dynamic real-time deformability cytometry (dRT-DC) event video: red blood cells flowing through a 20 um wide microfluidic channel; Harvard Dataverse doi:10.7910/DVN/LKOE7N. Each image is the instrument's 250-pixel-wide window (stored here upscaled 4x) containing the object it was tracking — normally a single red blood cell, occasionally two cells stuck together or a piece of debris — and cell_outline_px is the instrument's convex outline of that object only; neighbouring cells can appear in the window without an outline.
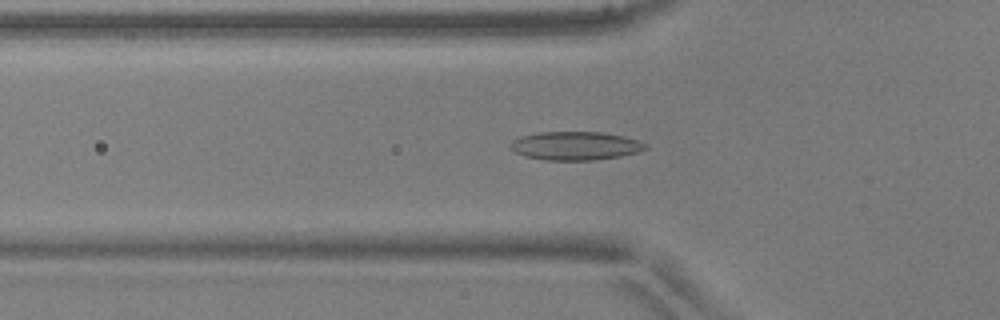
{"species": "common noctule bat (a hibernating species)", "species_latin": "Nyctalus noctula", "temperature_condition": "warm", "stored_images_in_passage": 52, "camera_frame_rate_fps": 3000, "um_per_image_px": 0.085, "animal": {"sex": "male", "body_mass_g": 17.9, "forearm_length_mm": 54.2}, "frame": {"image": 1, "passage_image": 18, "time_ms": 5.667, "image_size_px": [1000, 320], "cell_outline_px": [[648, 148], [640, 152], [620, 156], [592, 160], [544, 160], [524, 156], [516, 152], [508, 144], [512, 140], [520, 136], [540, 132], [600, 132], [624, 136], [648, 144]], "centroid_in_image_um": [48.91, 12.39], "position_along_channel_um": 76.9, "area_um2": 22.48}}
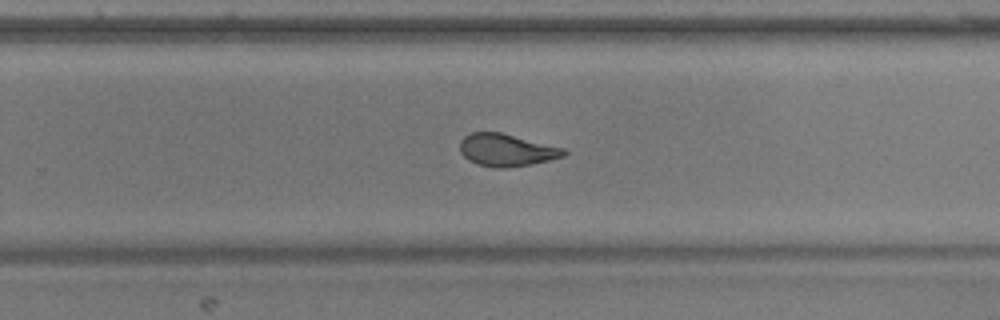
{"frame": {"image": 2, "passage_image": 34, "time_ms": 11.0, "image_size_px": [1000, 320], "cell_outline_px": [[568, 152], [564, 156], [532, 164], [508, 168], [496, 168], [476, 164], [468, 160], [460, 152], [460, 140], [464, 136], [472, 132], [500, 132], [564, 148]], "centroid_in_image_um": [43.03, 12.76], "position_along_channel_um": 286.8, "area_um2": 19.65}}
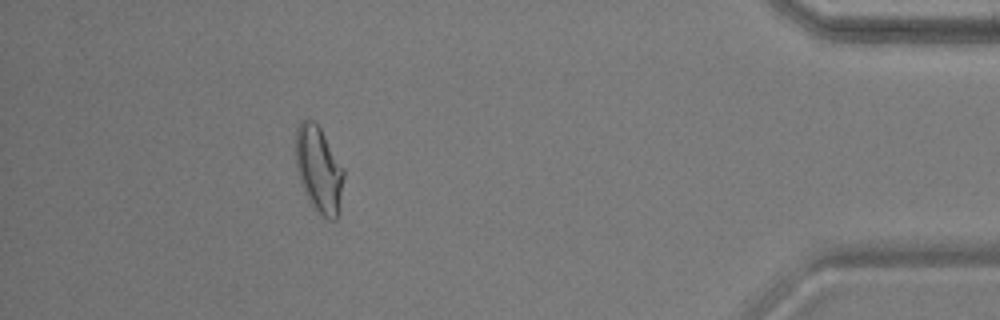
{"frame": {"image": 3, "passage_image": 47, "time_ms": 15.333, "image_size_px": [1000, 320], "cell_outline_px": [[344, 176], [340, 212], [336, 220], [328, 220], [316, 212], [312, 208], [300, 184], [296, 168], [296, 128], [300, 120], [316, 120], [344, 168]], "centroid_in_image_um": [27.11, 14.44], "position_along_channel_um": 408.1, "area_um2": 24.85}, "authors_computed_cell_mechanics": {"area_um2": 20.8947, "velocity_mm_per_s": 3.9257, "shape_relaxation_time_tau1_ms": 8.7457, "shape_relaxation_time_tau2_ms": 1.4444, "deformation_change_tau1": 0.2219, "deformation_change_tau2": 0.0778}}